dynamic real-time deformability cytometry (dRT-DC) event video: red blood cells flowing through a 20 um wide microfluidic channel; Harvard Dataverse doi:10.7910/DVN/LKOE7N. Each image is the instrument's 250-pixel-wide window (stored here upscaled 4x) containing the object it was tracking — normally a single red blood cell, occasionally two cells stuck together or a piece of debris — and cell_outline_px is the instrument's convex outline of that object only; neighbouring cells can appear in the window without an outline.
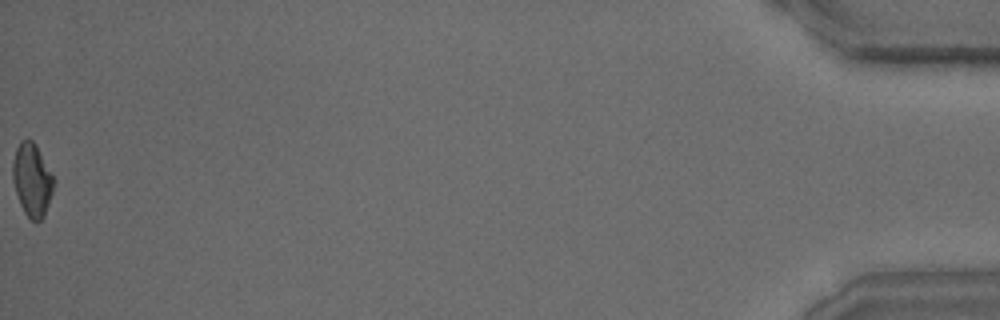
{"species": "common noctule bat (a hibernating species)", "species_latin": "Nyctalus noctula", "temperature_condition": "warm", "stored_images_in_passage": 33, "camera_frame_rate_fps": 3000, "um_per_image_px": 0.085, "animal": {"sex": "male", "body_mass_g": 15.6}, "frame": {"image": 1, "passage_image": 33, "time_ms": 10.667, "image_size_px": [1000, 320], "cell_outline_px": [[56, 180], [44, 216], [40, 220], [32, 220], [24, 212], [20, 204], [12, 180], [12, 164], [16, 148], [20, 140], [28, 136], [32, 140]], "centroid_in_image_um": [2.71, 15.25], "position_along_channel_um": 432.5, "area_um2": 17.4}}